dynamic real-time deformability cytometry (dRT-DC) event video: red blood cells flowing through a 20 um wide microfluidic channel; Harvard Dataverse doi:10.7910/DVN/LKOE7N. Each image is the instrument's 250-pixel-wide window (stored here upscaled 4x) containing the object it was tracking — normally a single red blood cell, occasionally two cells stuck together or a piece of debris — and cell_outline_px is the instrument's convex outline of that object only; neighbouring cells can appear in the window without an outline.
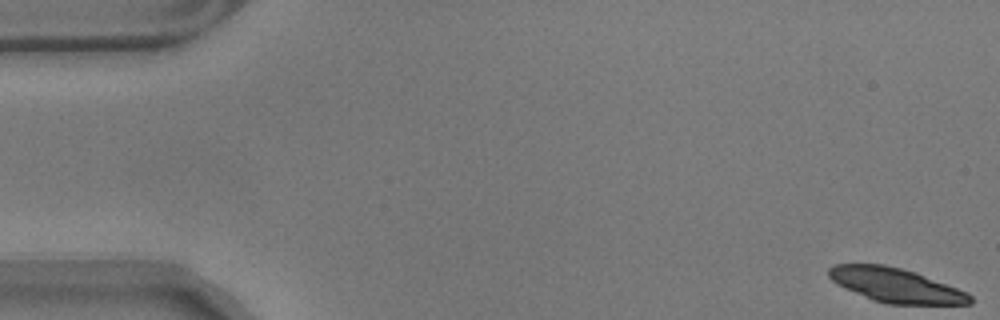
{"species": "common noctule bat (a hibernating species)", "species_latin": "Nyctalus noctula", "temperature_condition": "warm", "stored_images_in_passage": 57, "camera_frame_rate_fps": 3000, "um_per_image_px": 0.085, "animal": {"sex": "male", "body_mass_g": 17.9}, "frame": {"image": 1, "passage_image": 1, "time_ms": 0.0, "image_size_px": [1000, 320], "cell_outline_px": [[972, 304], [888, 304], [872, 300], [844, 288], [836, 284], [828, 276], [828, 268], [836, 264], [884, 264], [916, 272], [968, 292], [972, 296]], "centroid_in_image_um": [76.14, 24.24], "position_along_channel_um": 8.9, "area_um2": 28.26}}
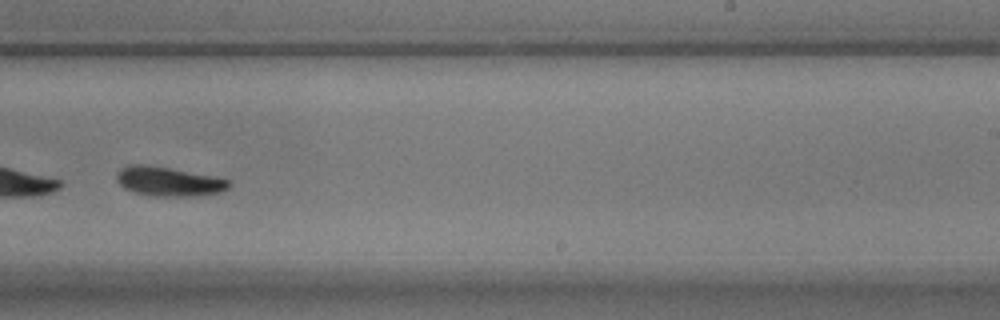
{"frame": {"image": 2, "passage_image": 36, "time_ms": 11.667, "image_size_px": [1000, 320], "cell_outline_px": [[232, 184], [228, 188], [220, 192], [192, 196], [156, 196], [136, 192], [124, 188], [116, 180], [116, 172], [120, 168], [128, 164], [144, 164], [168, 168], [212, 176], [228, 180]], "centroid_in_image_um": [14.29, 15.41], "position_along_channel_um": 274.7, "area_um2": 18.96}, "authors_computed_cell_mechanics": {"area_um2": 20.3456, "velocity_mm_per_s": 3.4836, "shape_relaxation_time_tau1_ms": 1.7967, "shape_relaxation_time_tau2_ms": null, "deformation_change_tau1": 0.1518, "deformation_change_tau2": null}}